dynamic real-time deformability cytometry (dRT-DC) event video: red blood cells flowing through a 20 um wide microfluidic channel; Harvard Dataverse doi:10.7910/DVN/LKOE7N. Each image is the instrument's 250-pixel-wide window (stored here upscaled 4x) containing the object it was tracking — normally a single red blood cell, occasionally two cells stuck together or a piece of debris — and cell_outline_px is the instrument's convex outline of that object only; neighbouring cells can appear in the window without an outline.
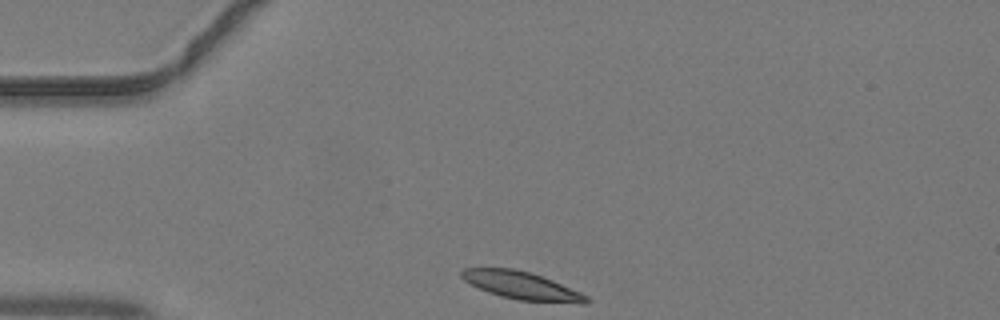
{"species": "common noctule bat (a hibernating species)", "species_latin": "Nyctalus noctula", "temperature_condition": "warm", "stored_images_in_passage": 35, "camera_frame_rate_fps": 3000, "um_per_image_px": 0.085, "animal": {"sex": "male", "body_mass_g": 19.2, "forearm_length_mm": 51.8}, "frame": {"image": 1, "passage_image": 1, "time_ms": 0.0, "image_size_px": [1000, 320], "cell_outline_px": [[592, 300], [588, 304], [580, 304], [520, 300], [500, 296], [488, 292], [468, 284], [460, 276], [460, 272], [464, 268], [512, 268], [528, 272], [552, 280], [580, 292], [588, 296]], "centroid_in_image_um": [44.35, 24.29], "position_along_channel_um": 40.6, "area_um2": 20.29}}
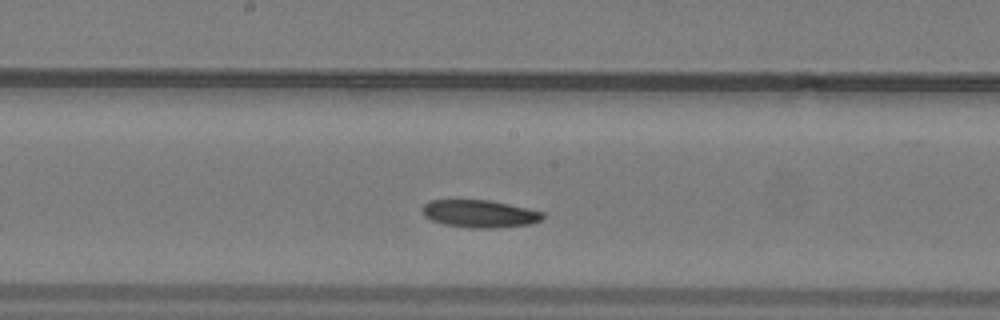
{"frame": {"image": 2, "passage_image": 14, "time_ms": 4.333, "image_size_px": [1000, 320], "cell_outline_px": [[544, 216], [540, 220], [532, 224], [496, 228], [476, 228], [444, 224], [432, 220], [424, 216], [420, 212], [420, 208], [424, 204], [432, 200], [488, 200], [508, 204], [544, 212]], "centroid_in_image_um": [40.75, 18.17], "position_along_channel_um": 207.5, "area_um2": 19.31}}
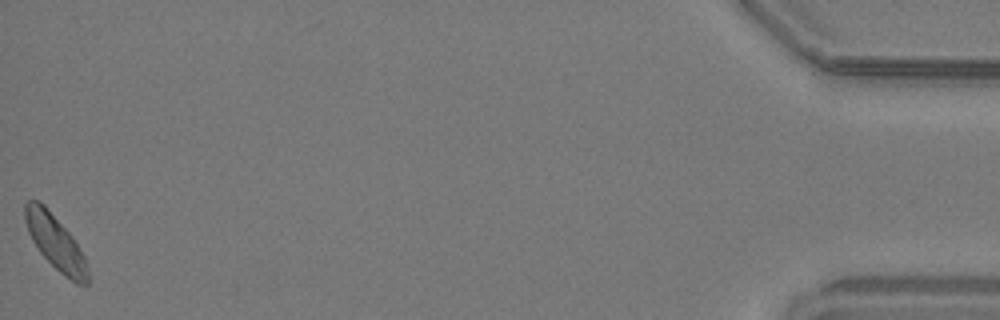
{"frame": {"image": 3, "passage_image": 35, "time_ms": 11.333, "image_size_px": [1000, 320], "cell_outline_px": [[88, 284], [76, 284], [60, 272], [40, 252], [32, 240], [28, 232], [24, 220], [24, 204], [28, 200], [40, 200], [44, 204], [72, 236], [84, 256], [88, 268]], "centroid_in_image_um": [4.69, 20.57], "position_along_channel_um": 430.5, "area_um2": 19.77}}